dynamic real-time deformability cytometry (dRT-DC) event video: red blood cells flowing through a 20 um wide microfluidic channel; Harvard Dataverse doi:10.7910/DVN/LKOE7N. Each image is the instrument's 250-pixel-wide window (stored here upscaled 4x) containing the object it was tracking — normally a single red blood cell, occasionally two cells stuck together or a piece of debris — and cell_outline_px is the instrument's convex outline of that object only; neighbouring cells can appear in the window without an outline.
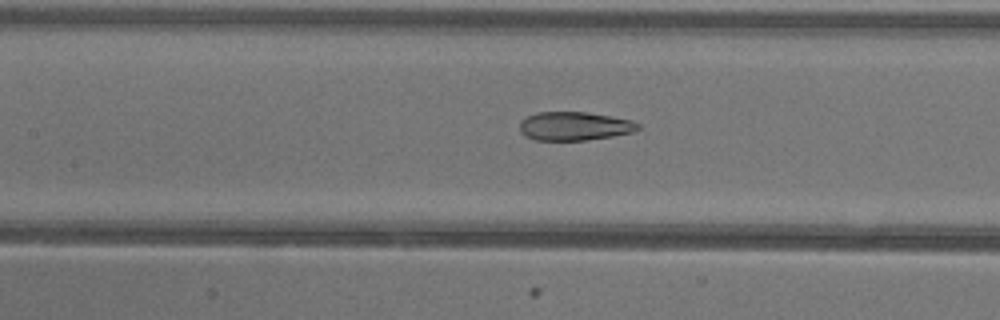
{"species": "common noctule bat (a hibernating species)", "species_latin": "Nyctalus noctula", "temperature_condition": "warm", "stored_images_in_passage": 52, "camera_frame_rate_fps": 3000, "um_per_image_px": 0.085, "animal": {"sex": "female"}, "frame": {"image": 1, "passage_image": 23, "time_ms": 7.333, "image_size_px": [1000, 320], "cell_outline_px": [[640, 128], [632, 132], [612, 136], [584, 140], [536, 140], [524, 136], [520, 132], [520, 120], [536, 112], [588, 112], [632, 120], [640, 124]], "centroid_in_image_um": [48.81, 10.71], "position_along_channel_um": 158.6, "area_um2": 19.77}}
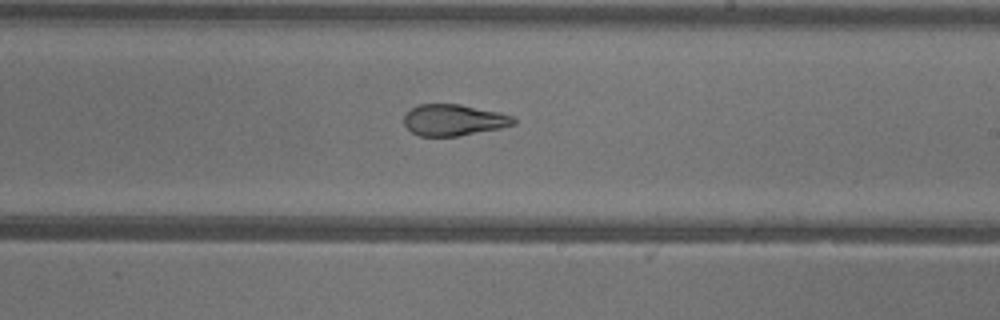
{"frame": {"image": 2, "passage_image": 30, "time_ms": 9.667, "image_size_px": [1000, 320], "cell_outline_px": [[516, 124], [500, 128], [456, 136], [420, 136], [412, 132], [404, 124], [404, 116], [412, 108], [420, 104], [460, 104], [500, 112], [512, 116], [516, 120]], "centroid_in_image_um": [38.58, 10.2], "position_along_channel_um": 250.4, "area_um2": 19.88}}
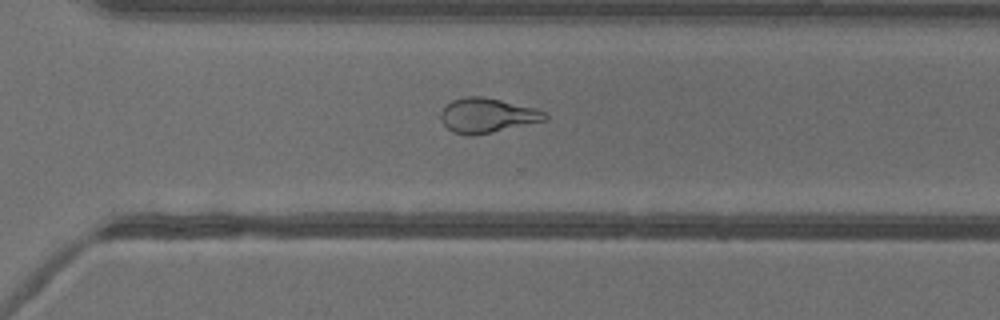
{"frame": {"image": 3, "passage_image": 36, "time_ms": 11.667, "image_size_px": [1000, 320], "cell_outline_px": [[548, 120], [492, 132], [472, 136], [452, 132], [444, 124], [440, 116], [440, 112], [452, 100], [464, 96], [484, 96], [536, 108], [548, 112]], "centroid_in_image_um": [41.45, 9.8], "position_along_channel_um": 329.2, "area_um2": 21.15}, "authors_computed_cell_mechanics": {"area_um2": 23.8714, "velocity_mm_per_s": 3.9501, "shape_relaxation_time_tau1_ms": null, "shape_relaxation_time_tau2_ms": 1.7262, "deformation_change_tau1": null, "deformation_change_tau2": 0.0722}}